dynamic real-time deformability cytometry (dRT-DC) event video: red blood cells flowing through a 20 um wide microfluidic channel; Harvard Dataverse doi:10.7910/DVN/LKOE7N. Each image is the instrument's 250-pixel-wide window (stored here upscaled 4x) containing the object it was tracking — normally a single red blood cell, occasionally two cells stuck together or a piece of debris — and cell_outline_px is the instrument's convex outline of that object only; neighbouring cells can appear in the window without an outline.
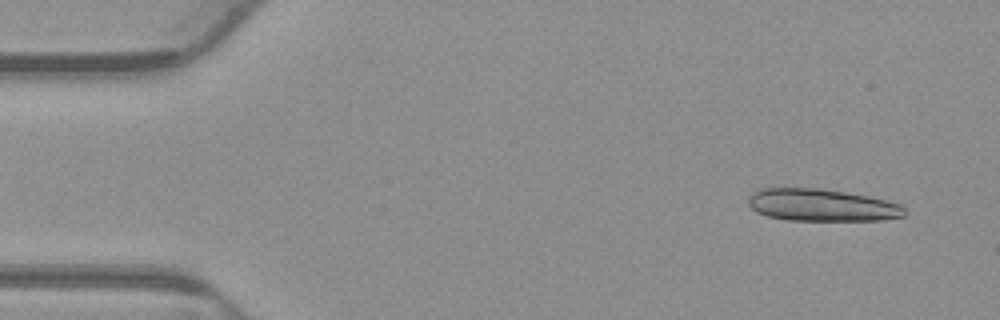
{"species": "common noctule bat (a hibernating species)", "species_latin": "Nyctalus noctula", "temperature_condition": "warm", "stored_images_in_passage": 52, "camera_frame_rate_fps": 3000, "um_per_image_px": 0.085, "animal": {"sex": "male", "body_mass_g": 23.1, "forearm_length_mm": 52.7}, "frame": {"image": 1, "passage_image": 1, "time_ms": 0.0, "image_size_px": [1000, 320], "cell_outline_px": [[908, 212], [904, 216], [884, 220], [788, 220], [768, 216], [756, 212], [748, 204], [748, 196], [752, 192], [760, 188], [820, 188], [868, 196], [900, 204]], "centroid_in_image_um": [69.83, 17.43], "position_along_channel_um": 15.2, "area_um2": 29.42}}
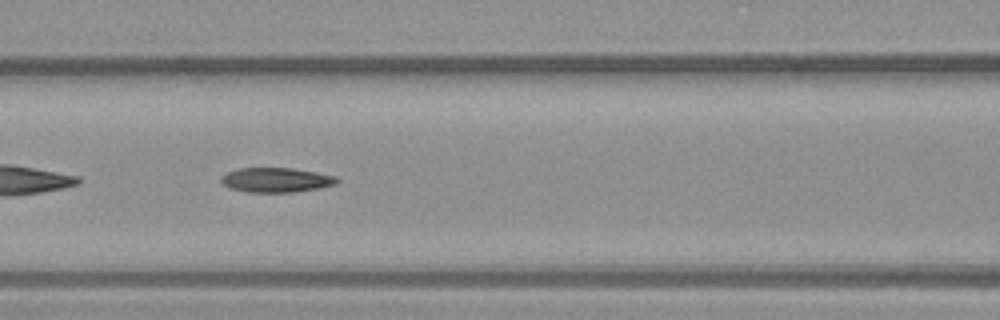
{"frame": {"image": 2, "passage_image": 20, "time_ms": 6.333, "image_size_px": [1000, 320], "cell_outline_px": [[340, 180], [336, 184], [320, 188], [292, 192], [248, 192], [228, 188], [220, 180], [220, 176], [228, 172], [240, 168], [292, 168], [340, 176]], "centroid_in_image_um": [23.51, 15.29], "position_along_channel_um": 143.1, "area_um2": 16.76}}
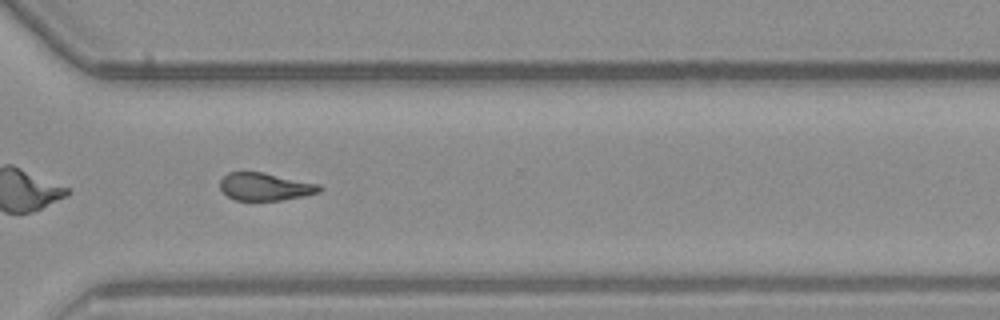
{"frame": {"image": 3, "passage_image": 36, "time_ms": 11.667, "image_size_px": [1000, 320], "cell_outline_px": [[324, 188], [320, 192], [304, 196], [280, 200], [236, 200], [228, 196], [220, 188], [220, 180], [228, 172], [264, 172], [320, 184]], "centroid_in_image_um": [22.57, 15.86], "position_along_channel_um": 348.0, "area_um2": 16.07}, "authors_computed_cell_mechanics": {"area_um2": 16.9354, "velocity_mm_per_s": 3.8572, "shape_relaxation_time_tau1_ms": null, "shape_relaxation_time_tau2_ms": 4.8063, "deformation_change_tau1": null, "deformation_change_tau2": 0.1224}}